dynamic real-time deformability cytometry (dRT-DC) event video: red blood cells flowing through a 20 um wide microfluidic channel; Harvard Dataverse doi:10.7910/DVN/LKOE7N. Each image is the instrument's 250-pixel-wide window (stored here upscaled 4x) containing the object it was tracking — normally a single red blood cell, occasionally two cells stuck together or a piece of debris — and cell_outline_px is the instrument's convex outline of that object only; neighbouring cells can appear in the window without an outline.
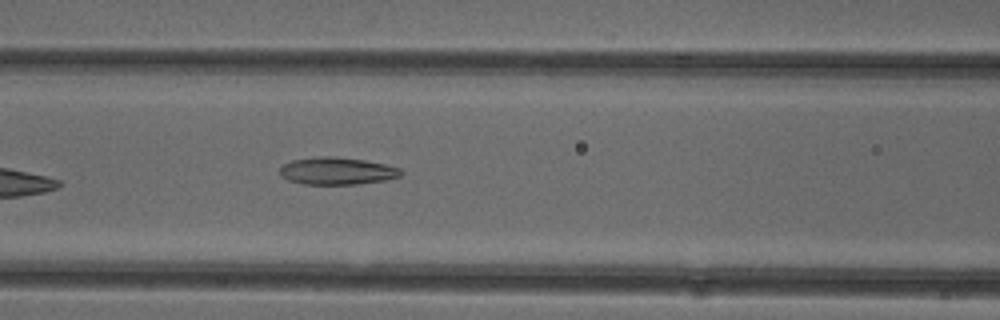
{"species": "common noctule bat (a hibernating species)", "species_latin": "Nyctalus noctula", "temperature_condition": "cold", "stored_images_in_passage": 6, "camera_frame_rate_fps": 3000, "um_per_image_px": 0.085, "animal": {"sex": "female"}, "frame": {"image": 1, "passage_image": 6, "time_ms": 1.667, "image_size_px": [1000, 320], "cell_outline_px": [[404, 172], [400, 176], [384, 180], [356, 184], [304, 184], [288, 180], [280, 176], [280, 168], [284, 164], [292, 160], [316, 156], [336, 156], [364, 160], [384, 164], [400, 168]], "centroid_in_image_um": [28.63, 14.52], "position_along_channel_um": 138.0, "area_um2": 19.31}}